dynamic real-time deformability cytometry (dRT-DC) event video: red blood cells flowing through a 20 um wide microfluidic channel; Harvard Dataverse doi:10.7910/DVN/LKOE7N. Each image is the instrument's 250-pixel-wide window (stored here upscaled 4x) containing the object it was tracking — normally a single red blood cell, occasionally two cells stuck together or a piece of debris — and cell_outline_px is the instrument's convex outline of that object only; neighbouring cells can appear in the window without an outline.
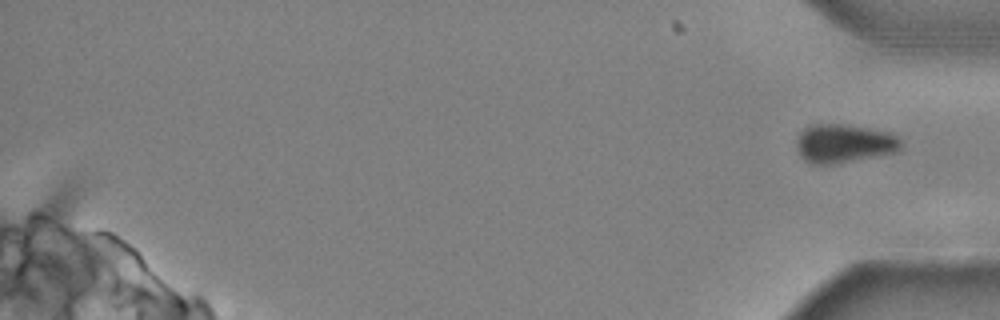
{"species": "common noctule bat (a hibernating species)", "species_latin": "Nyctalus noctula", "temperature_condition": "cold", "stored_images_in_passage": 42, "camera_frame_rate_fps": 3000, "um_per_image_px": 0.085, "animal": {"sex": "male", "body_mass_g": 20.4}, "frame": {"image": 1, "passage_image": 42, "time_ms": 13.667, "image_size_px": [1000, 320], "cell_outline_px": [[900, 148], [896, 152], [836, 164], [812, 164], [804, 160], [796, 148], [796, 140], [800, 132], [804, 128], [812, 124], [840, 124], [868, 128], [888, 132], [900, 136]], "centroid_in_image_um": [71.71, 12.2], "position_along_channel_um": 363.5, "area_um2": 23.58}}